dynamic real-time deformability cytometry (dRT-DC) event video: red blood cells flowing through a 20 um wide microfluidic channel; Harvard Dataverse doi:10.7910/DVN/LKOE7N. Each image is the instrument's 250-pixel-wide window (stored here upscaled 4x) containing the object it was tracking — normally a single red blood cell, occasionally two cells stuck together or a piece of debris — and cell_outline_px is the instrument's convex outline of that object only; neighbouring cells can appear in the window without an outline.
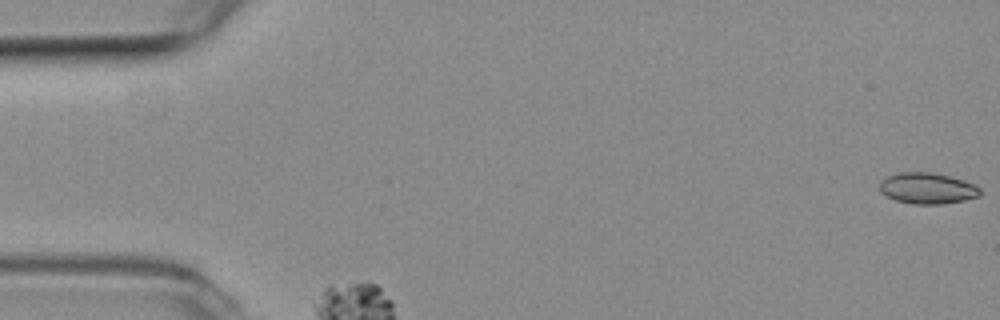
{"species": "common noctule bat (a hibernating species)", "species_latin": "Nyctalus noctula", "temperature_condition": "room temperature", "stored_images_in_passage": 5, "camera_frame_rate_fps": 3000, "um_per_image_px": 0.085, "animal": {"sex": "female", "body_mass_g": 19.3, "forearm_length_mm": 54.1}, "frame": {"image": 1, "passage_image": 1, "time_ms": 0.0, "image_size_px": [1000, 320], "cell_outline_px": [[980, 196], [964, 200], [940, 204], [912, 204], [896, 200], [880, 192], [880, 180], [888, 176], [900, 172], [932, 172], [964, 180], [980, 188]], "centroid_in_image_um": [78.81, 16.0], "position_along_channel_um": 6.2, "area_um2": 18.09}}
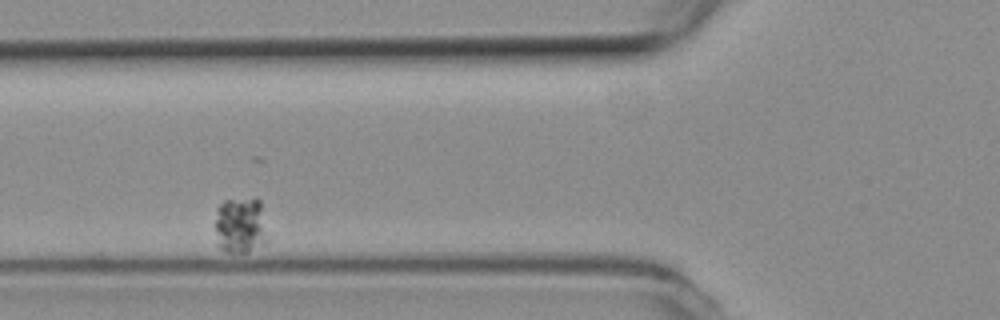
{"frame": {"image": 2, "passage_image": 3, "time_ms": 0.667, "image_size_px": [1000, 320], "cell_outline_px": [[268, 240], [248, 252], [228, 252], [220, 248], [216, 244], [216, 208], [224, 200], [256, 196], [260, 200], [268, 236]], "centroid_in_image_um": [20.44, 19.11], "position_along_channel_um": 105.4, "area_um2": 17.63}}
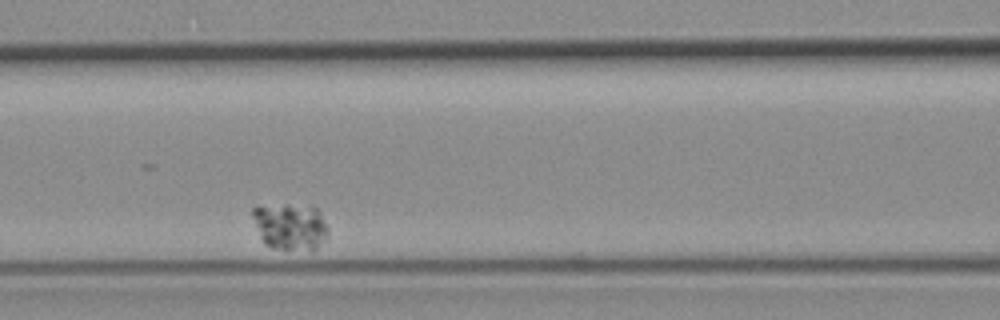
{"frame": {"image": 3, "passage_image": 4, "time_ms": 1.0, "image_size_px": [1000, 320], "cell_outline_px": [[328, 236], [316, 248], [272, 248], [264, 244], [260, 236], [252, 216], [252, 208], [284, 204], [316, 208], [320, 212], [328, 228]], "centroid_in_image_um": [24.67, 19.23], "position_along_channel_um": 141.9, "area_um2": 20.0}}